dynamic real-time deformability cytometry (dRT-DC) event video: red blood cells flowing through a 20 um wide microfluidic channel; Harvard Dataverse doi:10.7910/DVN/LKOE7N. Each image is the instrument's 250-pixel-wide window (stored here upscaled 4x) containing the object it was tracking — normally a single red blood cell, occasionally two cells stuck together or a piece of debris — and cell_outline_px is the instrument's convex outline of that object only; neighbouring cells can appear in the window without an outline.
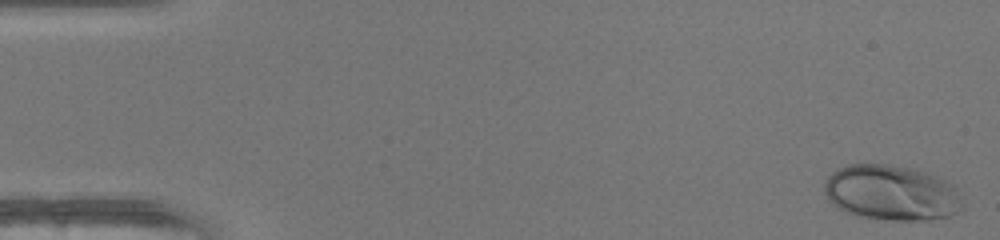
{"species": "human", "species_latin": "Homo sapiens", "temperature_condition": "warm", "stored_images_in_passage": 49, "camera_frame_rate_fps": 3000, "um_per_image_px": 0.085, "donor": {"sex": "female"}, "frame": {"image": 1, "passage_image": 1, "time_ms": 0.0, "image_size_px": [1000, 240], "cell_outline_px": [[964, 208], [960, 212], [948, 216], [928, 220], [892, 220], [860, 216], [848, 212], [832, 204], [828, 200], [824, 192], [824, 180], [832, 172], [848, 164], [888, 164], [916, 168], [944, 180], [952, 184], [956, 188], [964, 204]], "centroid_in_image_um": [75.79, 16.38], "position_along_channel_um": 9.2, "area_um2": 44.85}}
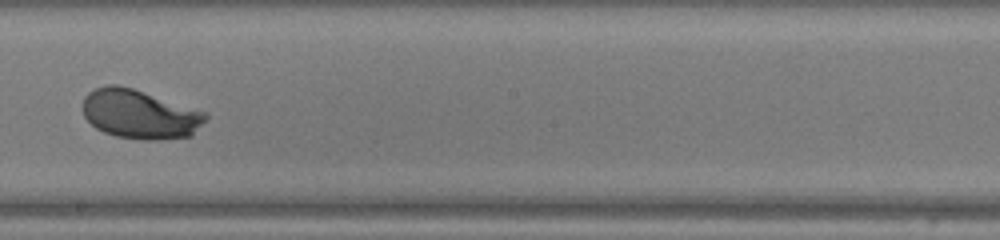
{"frame": {"image": 2, "passage_image": 28, "time_ms": 9.0, "image_size_px": [1000, 240], "cell_outline_px": [[208, 116], [192, 136], [160, 140], [144, 140], [116, 136], [104, 132], [96, 128], [84, 116], [84, 96], [88, 92], [96, 88], [108, 84], [116, 84], [132, 88], [208, 112]], "centroid_in_image_um": [11.9, 9.71], "position_along_channel_um": 236.3, "area_um2": 35.2}}
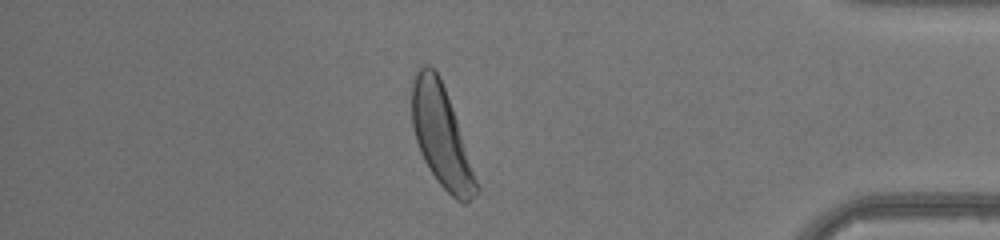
{"frame": {"image": 3, "passage_image": 42, "time_ms": 13.667, "image_size_px": [1000, 240], "cell_outline_px": [[480, 192], [468, 204], [464, 204], [456, 200], [436, 180], [428, 168], [420, 152], [416, 140], [412, 124], [412, 80], [416, 72], [424, 64], [428, 64], [436, 72], [444, 88], [452, 108], [480, 188]], "centroid_in_image_um": [37.51, 11.65], "position_along_channel_um": 397.7, "area_um2": 37.4}, "authors_computed_cell_mechanics": {"area_um2": 36.1828, "velocity_mm_per_s": 4.2207, "shape_relaxation_time_tau1_ms": 2.7056, "shape_relaxation_time_tau2_ms": null, "deformation_change_tau1": 0.1752, "deformation_change_tau2": null}}